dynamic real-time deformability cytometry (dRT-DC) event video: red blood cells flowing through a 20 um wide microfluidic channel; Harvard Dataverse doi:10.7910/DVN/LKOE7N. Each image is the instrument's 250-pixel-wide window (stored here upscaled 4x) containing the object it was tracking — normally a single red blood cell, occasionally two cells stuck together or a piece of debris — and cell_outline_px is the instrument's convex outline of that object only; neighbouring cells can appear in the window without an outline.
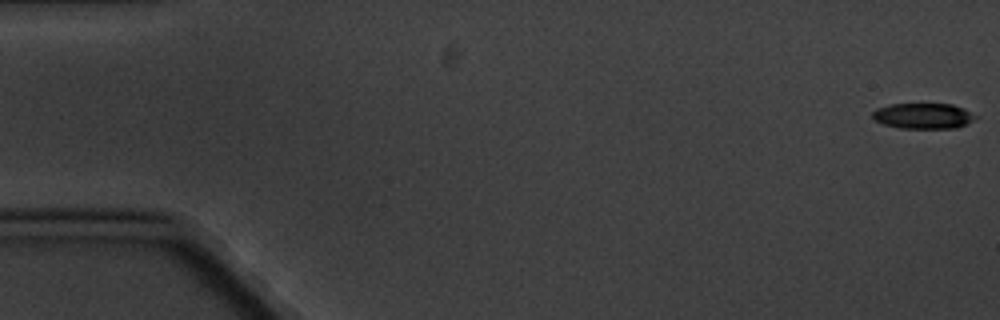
{"species": "common noctule bat (a hibernating species)", "species_latin": "Nyctalus noctula", "temperature_condition": "cold", "stored_images_in_passage": 7, "camera_frame_rate_fps": 3000, "um_per_image_px": 0.085, "animal": {"sex": "male", "body_mass_g": 20.1, "forearm_length_mm": 53.5}, "frame": {"image": 1, "passage_image": 1, "time_ms": 0.0, "image_size_px": [1000, 320], "cell_outline_px": [[976, 116], [972, 120], [956, 128], [900, 128], [884, 124], [876, 120], [872, 116], [872, 112], [876, 108], [892, 104], [952, 104], [964, 108]], "centroid_in_image_um": [78.45, 9.84], "position_along_channel_um": 6.6, "area_um2": 15.14}}
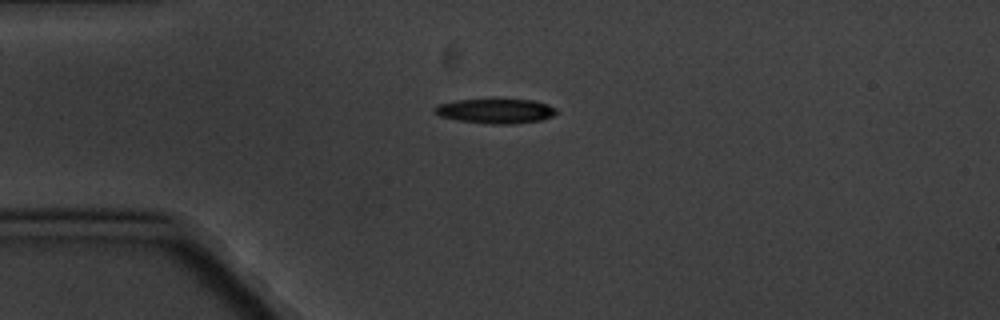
{"frame": {"image": 2, "passage_image": 5, "time_ms": 4.667, "image_size_px": [1000, 320], "cell_outline_px": [[560, 112], [552, 116], [540, 120], [516, 124], [488, 124], [456, 120], [440, 116], [432, 112], [432, 108], [440, 104], [456, 100], [532, 100], [548, 104], [556, 108]], "centroid_in_image_um": [42.13, 9.45], "position_along_channel_um": 42.9, "area_um2": 17.57}}